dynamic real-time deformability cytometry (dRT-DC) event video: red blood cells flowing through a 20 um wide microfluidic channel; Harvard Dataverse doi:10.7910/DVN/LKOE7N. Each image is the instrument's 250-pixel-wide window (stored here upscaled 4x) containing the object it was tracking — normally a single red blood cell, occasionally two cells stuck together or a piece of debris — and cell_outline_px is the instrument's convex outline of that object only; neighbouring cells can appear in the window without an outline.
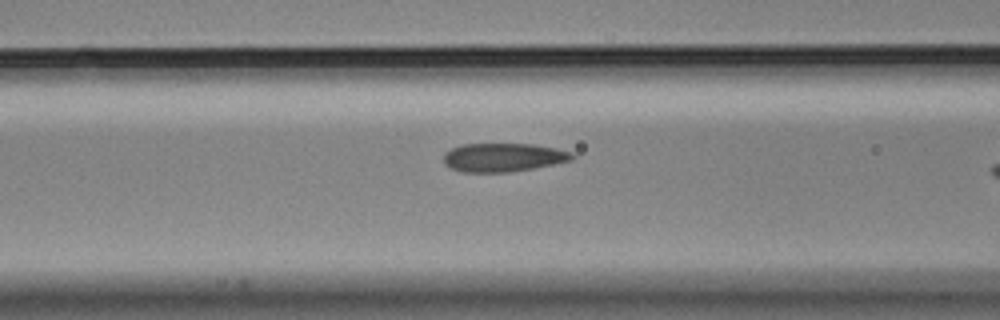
{"species": "Egyptian fruit bat (a non-hibernating species)", "species_latin": "Rousettus aegyptiacus", "temperature_condition": "cold", "stored_images_in_passage": 37, "camera_frame_rate_fps": 3000, "um_per_image_px": 0.085, "animal": {"sex": "male"}, "frame": {"image": 1, "passage_image": 7, "time_ms": 2.0, "image_size_px": [1000, 320], "cell_outline_px": [[576, 156], [572, 160], [532, 168], [508, 172], [464, 172], [452, 168], [444, 164], [444, 152], [460, 144], [532, 144], [556, 148], [572, 152]], "centroid_in_image_um": [42.77, 13.37], "position_along_channel_um": 123.8, "area_um2": 21.33}}
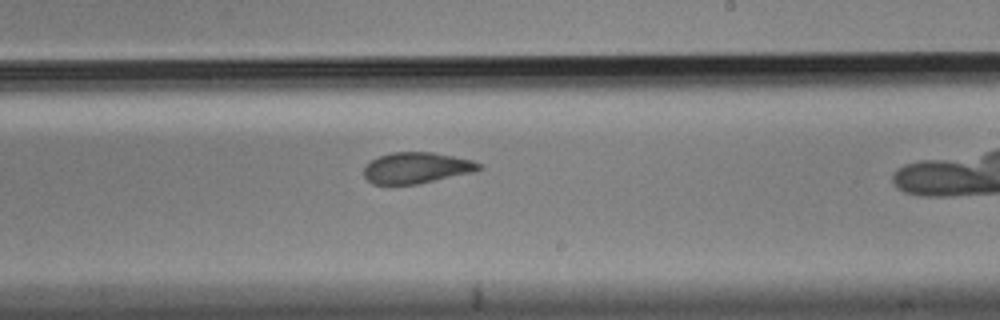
{"frame": {"image": 2, "passage_image": 18, "time_ms": 5.667, "image_size_px": [1000, 320], "cell_outline_px": [[484, 168], [472, 172], [420, 184], [372, 184], [364, 176], [364, 168], [372, 160], [380, 156], [392, 152], [432, 152], [472, 160], [480, 164]], "centroid_in_image_um": [35.41, 14.27], "position_along_channel_um": 253.6, "area_um2": 20.69}}
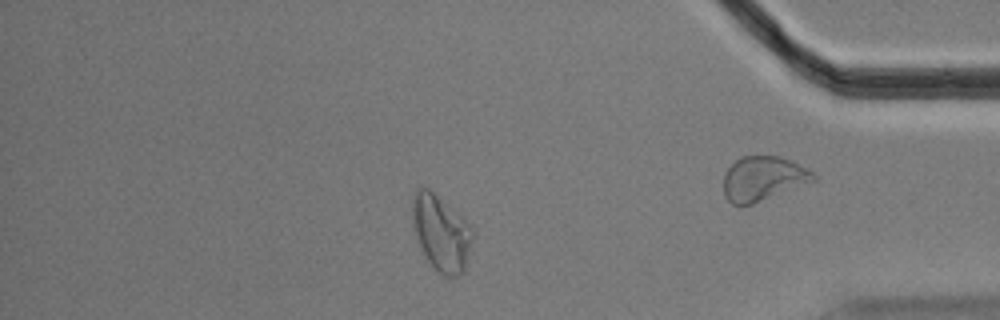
{"frame": {"image": 3, "passage_image": 28, "time_ms": 9.0, "image_size_px": [1000, 320], "cell_outline_px": [[472, 240], [464, 272], [460, 276], [444, 276], [428, 260], [416, 244], [412, 224], [412, 200], [416, 188], [428, 188], [464, 220], [472, 228]], "centroid_in_image_um": [37.45, 19.82], "position_along_channel_um": 397.8, "area_um2": 26.3}}